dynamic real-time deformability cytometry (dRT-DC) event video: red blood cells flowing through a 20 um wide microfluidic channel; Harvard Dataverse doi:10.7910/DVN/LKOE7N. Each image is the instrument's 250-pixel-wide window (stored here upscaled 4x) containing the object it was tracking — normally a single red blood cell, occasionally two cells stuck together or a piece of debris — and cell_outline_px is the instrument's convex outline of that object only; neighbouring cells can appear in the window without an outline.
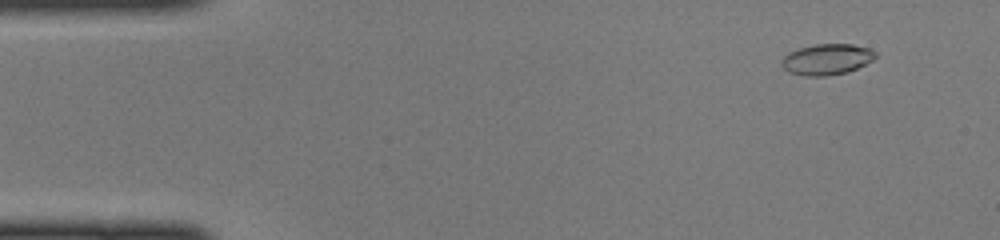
{"species": "common noctule bat (a hibernating species)", "species_latin": "Nyctalus noctula", "temperature_condition": "cold", "stored_images_in_passage": 47, "camera_frame_rate_fps": 3000, "um_per_image_px": 0.085, "animal": {"sex": "female", "body_mass_g": 22.0, "forearm_length_mm": 56.7}, "frame": {"image": 1, "passage_image": 4, "time_ms": 1.0, "image_size_px": [1000, 240], "cell_outline_px": [[876, 56], [872, 60], [848, 72], [824, 76], [804, 76], [788, 72], [780, 64], [780, 60], [788, 52], [800, 48], [816, 44], [852, 44], [868, 48], [876, 52]], "centroid_in_image_um": [70.24, 5.05], "position_along_channel_um": 14.8, "area_um2": 16.88}}
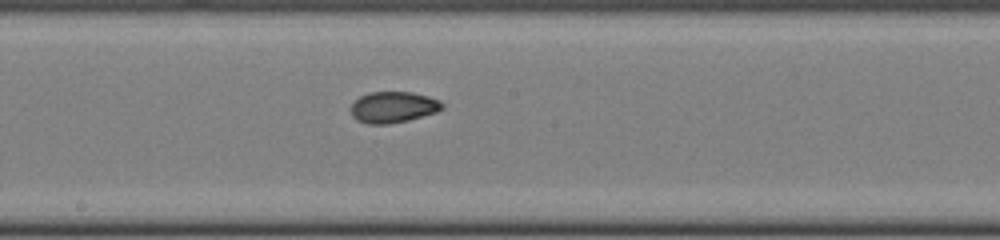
{"frame": {"image": 2, "passage_image": 25, "time_ms": 8.0, "image_size_px": [1000, 240], "cell_outline_px": [[444, 108], [436, 112], [408, 120], [388, 124], [368, 124], [356, 120], [352, 116], [348, 108], [360, 96], [368, 92], [412, 92], [428, 96], [440, 100], [444, 104]], "centroid_in_image_um": [33.4, 9.11], "position_along_channel_um": 214.8, "area_um2": 16.76}}
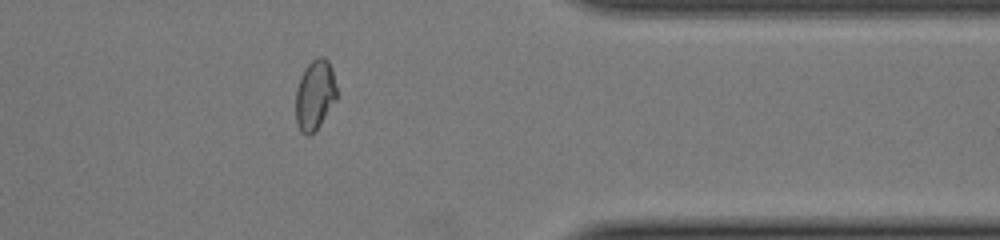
{"frame": {"image": 3, "passage_image": 38, "time_ms": 12.333, "image_size_px": [1000, 240], "cell_outline_px": [[336, 100], [320, 124], [308, 136], [300, 128], [296, 120], [296, 88], [300, 76], [304, 68], [312, 60], [320, 56], [324, 56], [328, 60], [332, 68], [336, 88]], "centroid_in_image_um": [26.76, 8.01], "position_along_channel_um": 384.6, "area_um2": 16.53}}